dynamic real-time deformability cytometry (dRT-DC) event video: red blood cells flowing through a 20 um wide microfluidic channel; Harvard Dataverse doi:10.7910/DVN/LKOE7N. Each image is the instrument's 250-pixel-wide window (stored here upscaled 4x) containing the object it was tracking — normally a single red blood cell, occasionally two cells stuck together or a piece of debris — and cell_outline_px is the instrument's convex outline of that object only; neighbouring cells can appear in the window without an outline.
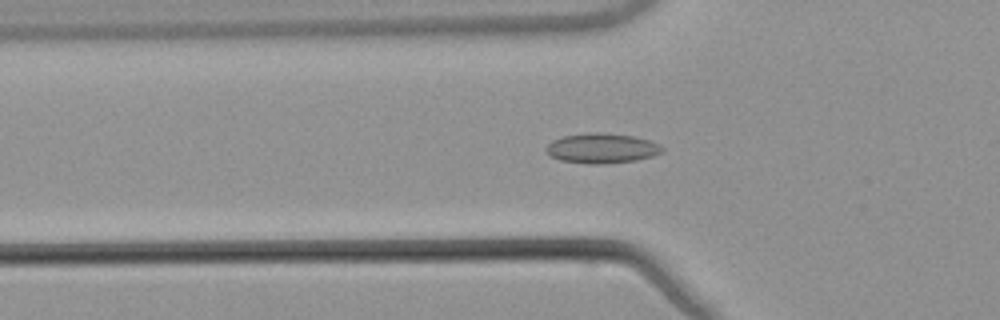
{"species": "common noctule bat (a hibernating species)", "species_latin": "Nyctalus noctula", "temperature_condition": "warm", "stored_images_in_passage": 53, "camera_frame_rate_fps": 3000, "um_per_image_px": 0.085, "animal": {"sex": "male", "body_mass_g": 21.5, "forearm_length_mm": 52.0}, "frame": {"image": 1, "passage_image": 18, "time_ms": 5.667, "image_size_px": [1000, 320], "cell_outline_px": [[664, 152], [652, 156], [636, 160], [604, 164], [588, 164], [560, 160], [552, 156], [544, 148], [552, 140], [564, 136], [588, 132], [600, 132], [632, 136], [648, 140], [660, 144], [664, 148]], "centroid_in_image_um": [51.17, 12.6], "position_along_channel_um": 74.6, "area_um2": 20.29}}
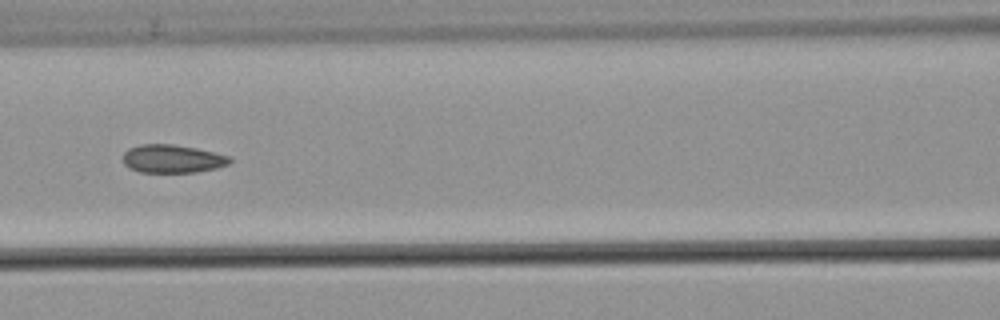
{"frame": {"image": 2, "passage_image": 24, "time_ms": 7.667, "image_size_px": [1000, 320], "cell_outline_px": [[232, 160], [228, 164], [216, 168], [196, 172], [140, 172], [128, 168], [124, 164], [124, 152], [128, 148], [140, 144], [172, 144], [196, 148], [232, 156]], "centroid_in_image_um": [14.66, 13.49], "position_along_channel_um": 151.9, "area_um2": 17.63}}
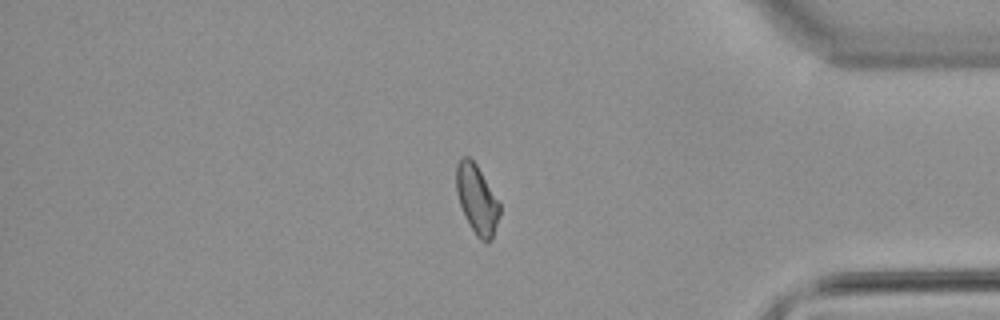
{"frame": {"image": 3, "passage_image": 45, "time_ms": 14.667, "image_size_px": [1000, 320], "cell_outline_px": [[500, 216], [492, 240], [480, 240], [476, 236], [460, 204], [456, 192], [456, 164], [464, 156], [468, 156], [476, 164], [500, 204]], "centroid_in_image_um": [40.54, 16.94], "position_along_channel_um": 394.7, "area_um2": 17.11}, "authors_computed_cell_mechanics": {"area_um2": 18.0336, "velocity_mm_per_s": 3.8443, "shape_relaxation_time_tau1_ms": null, "shape_relaxation_time_tau2_ms": 1.9643, "deformation_change_tau1": null, "deformation_change_tau2": 0.0729}}